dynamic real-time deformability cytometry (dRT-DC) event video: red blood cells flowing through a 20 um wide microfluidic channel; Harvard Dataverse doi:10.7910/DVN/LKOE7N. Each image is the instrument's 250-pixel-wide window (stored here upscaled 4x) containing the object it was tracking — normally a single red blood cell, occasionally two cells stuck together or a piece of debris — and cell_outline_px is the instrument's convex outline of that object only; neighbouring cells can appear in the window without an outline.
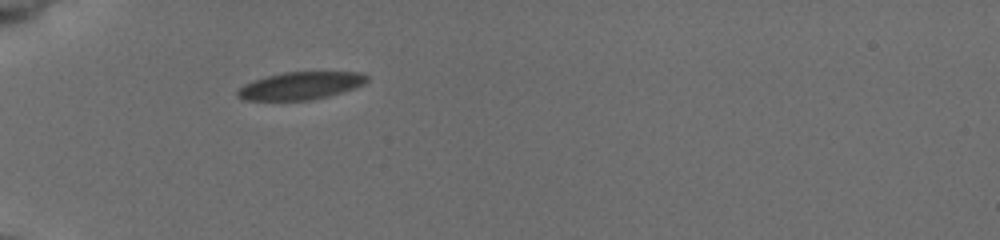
{"species": "common noctule bat (a hibernating species)", "species_latin": "Nyctalus noctula", "temperature_condition": "cold", "stored_images_in_passage": 27, "camera_frame_rate_fps": 3000, "um_per_image_px": 0.085, "animal": {"sex": "female", "body_mass_g": 19.5, "forearm_length_mm": 54.1}, "frame": {"image": 1, "passage_image": 1, "time_ms": 0.0, "image_size_px": [1000, 240], "cell_outline_px": [[368, 80], [364, 84], [356, 88], [328, 96], [312, 100], [244, 100], [236, 96], [236, 92], [240, 88], [256, 80], [268, 76], [284, 72], [360, 72], [368, 76]], "centroid_in_image_um": [25.6, 7.29], "position_along_channel_um": 59.4, "area_um2": 20.63}}
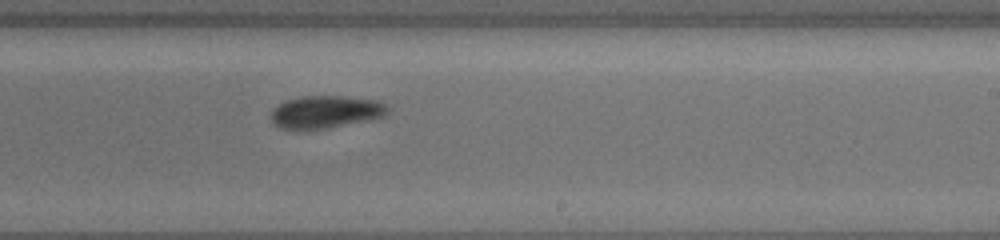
{"frame": {"image": 2, "passage_image": 12, "time_ms": 3.667, "image_size_px": [1000, 240], "cell_outline_px": [[388, 112], [384, 116], [368, 120], [328, 128], [280, 128], [272, 124], [272, 112], [280, 104], [288, 100], [300, 96], [344, 96], [376, 100], [388, 104]], "centroid_in_image_um": [27.73, 9.5], "position_along_channel_um": 261.3, "area_um2": 21.79}}
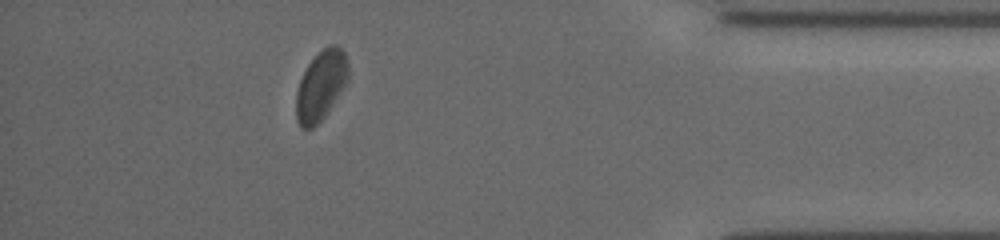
{"frame": {"image": 3, "passage_image": 23, "time_ms": 7.333, "image_size_px": [1000, 240], "cell_outline_px": [[348, 80], [324, 116], [312, 128], [300, 128], [296, 120], [296, 92], [300, 80], [308, 64], [328, 44], [336, 44], [344, 52], [348, 64]], "centroid_in_image_um": [27.26, 7.26], "position_along_channel_um": 407.9, "area_um2": 20.81}}